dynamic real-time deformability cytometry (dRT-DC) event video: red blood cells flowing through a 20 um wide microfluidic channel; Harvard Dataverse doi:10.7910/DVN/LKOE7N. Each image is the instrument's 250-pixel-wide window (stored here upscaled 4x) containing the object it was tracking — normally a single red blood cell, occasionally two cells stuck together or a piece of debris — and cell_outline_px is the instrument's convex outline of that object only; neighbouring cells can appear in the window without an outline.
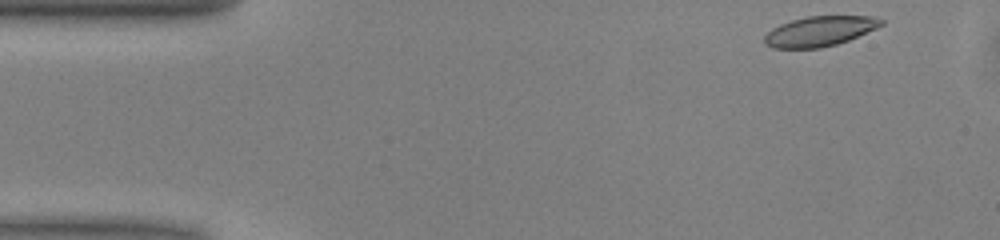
{"species": "common noctule bat (a hibernating species)", "species_latin": "Nyctalus noctula", "temperature_condition": "warm", "stored_images_in_passage": 10, "camera_frame_rate_fps": 3000, "um_per_image_px": 0.085, "animal": {"sex": "male", "body_mass_g": 13.0, "forearm_length_mm": 53.1}, "frame": {"image": 1, "passage_image": 1, "time_ms": 0.0, "image_size_px": [1000, 240], "cell_outline_px": [[884, 24], [876, 28], [848, 40], [836, 44], [820, 48], [772, 48], [764, 44], [764, 36], [772, 28], [780, 24], [792, 20], [808, 16], [872, 16], [884, 20]], "centroid_in_image_um": [69.65, 2.65], "position_along_channel_um": 15.3, "area_um2": 20.35}}